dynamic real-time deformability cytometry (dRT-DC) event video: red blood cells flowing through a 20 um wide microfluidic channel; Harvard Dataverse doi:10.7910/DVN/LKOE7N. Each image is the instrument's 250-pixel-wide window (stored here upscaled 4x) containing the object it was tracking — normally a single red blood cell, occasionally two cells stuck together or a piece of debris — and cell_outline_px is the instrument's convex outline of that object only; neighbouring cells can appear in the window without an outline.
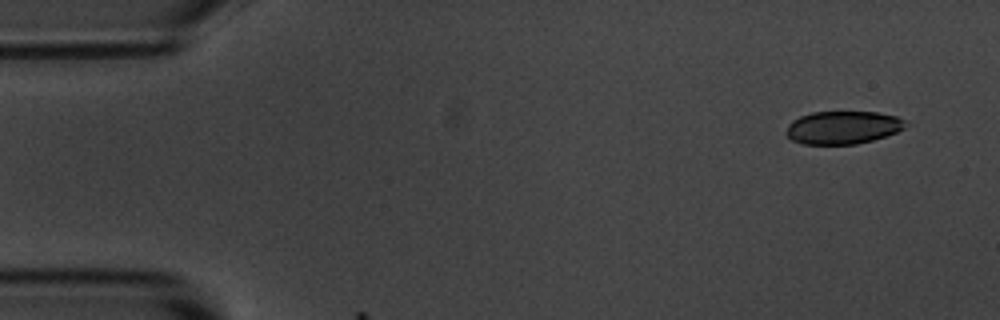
{"species": "common noctule bat (a hibernating species)", "species_latin": "Nyctalus noctula", "temperature_condition": "room temperature", "stored_images_in_passage": 4, "segment_of_instrument_passage": [2, 2], "camera_frame_rate_fps": 3000, "um_per_image_px": 0.085, "animal": {"sex": "male", "body_mass_g": 20.1, "forearm_length_mm": 53.5}, "frame": {"image": 1, "passage_image": 4, "time_ms": 4.333, "image_size_px": [1000, 320], "cell_outline_px": [[908, 124], [904, 128], [896, 132], [872, 140], [856, 144], [804, 144], [792, 140], [784, 136], [784, 132], [788, 124], [792, 120], [800, 116], [812, 112], [880, 112], [896, 116], [904, 120]], "centroid_in_image_um": [71.6, 10.83], "position_along_channel_um": 13.4, "area_um2": 23.06}}